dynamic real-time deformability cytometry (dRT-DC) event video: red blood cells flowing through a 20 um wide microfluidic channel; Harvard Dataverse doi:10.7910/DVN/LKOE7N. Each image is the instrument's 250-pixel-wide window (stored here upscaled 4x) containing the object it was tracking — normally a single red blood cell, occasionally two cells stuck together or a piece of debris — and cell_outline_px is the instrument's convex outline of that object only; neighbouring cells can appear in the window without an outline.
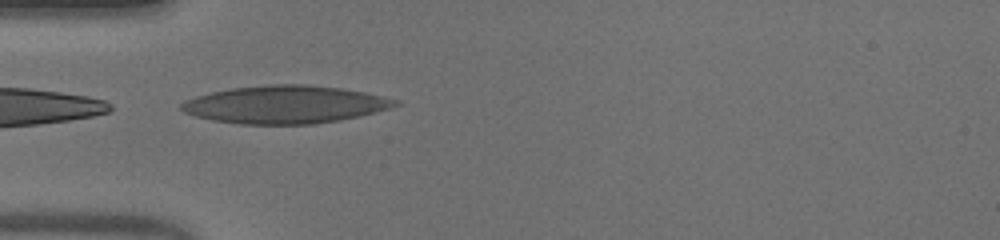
{"species": "human", "species_latin": "Homo sapiens", "temperature_condition": "warm", "stored_images_in_passage": 36, "camera_frame_rate_fps": 3000, "um_per_image_px": 0.085, "donor": {"sex": "male"}, "frame": {"image": 1, "passage_image": 1, "time_ms": 0.0, "image_size_px": [1000, 240], "cell_outline_px": [[400, 104], [376, 112], [360, 116], [340, 120], [312, 124], [240, 124], [212, 120], [196, 116], [184, 112], [180, 108], [180, 104], [184, 100], [196, 96], [212, 92], [232, 88], [268, 84], [308, 84], [340, 88], [364, 92], [400, 100]], "centroid_in_image_um": [24.23, 8.88], "position_along_channel_um": 60.8, "area_um2": 47.11}}
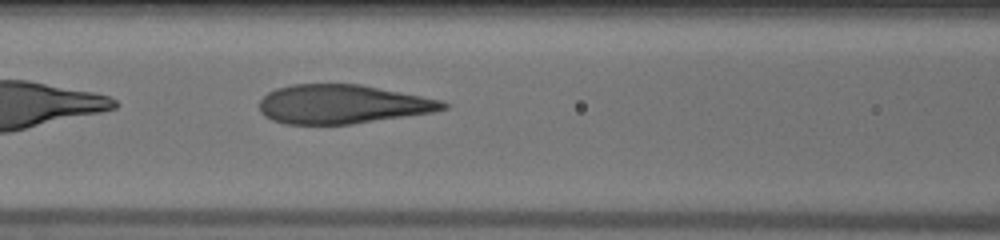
{"frame": {"image": 2, "passage_image": 7, "time_ms": 2.0, "image_size_px": [1000, 240], "cell_outline_px": [[448, 108], [436, 112], [352, 124], [284, 124], [272, 120], [264, 116], [260, 112], [260, 100], [268, 92], [276, 88], [292, 84], [360, 84], [444, 100], [448, 104]], "centroid_in_image_um": [29.13, 8.86], "position_along_channel_um": 137.5, "area_um2": 42.02}}
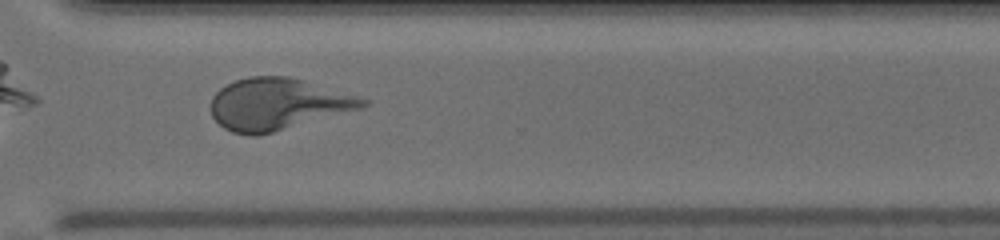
{"frame": {"image": 3, "passage_image": 23, "time_ms": 7.333, "image_size_px": [1000, 240], "cell_outline_px": [[368, 104], [364, 108], [272, 132], [256, 136], [248, 136], [232, 132], [224, 128], [212, 116], [208, 104], [212, 96], [220, 88], [236, 80], [248, 76], [288, 76], [304, 80], [368, 100]], "centroid_in_image_um": [23.54, 8.85], "position_along_channel_um": 347.1, "area_um2": 45.66}}